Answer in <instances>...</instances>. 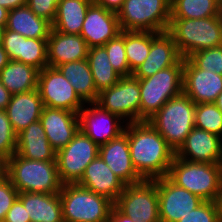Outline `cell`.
<instances>
[{
    "label": "cell",
    "mask_w": 222,
    "mask_h": 222,
    "mask_svg": "<svg viewBox=\"0 0 222 222\" xmlns=\"http://www.w3.org/2000/svg\"><path fill=\"white\" fill-rule=\"evenodd\" d=\"M171 0H125L117 12L121 30L168 31Z\"/></svg>",
    "instance_id": "ba28073f"
},
{
    "label": "cell",
    "mask_w": 222,
    "mask_h": 222,
    "mask_svg": "<svg viewBox=\"0 0 222 222\" xmlns=\"http://www.w3.org/2000/svg\"><path fill=\"white\" fill-rule=\"evenodd\" d=\"M9 10L3 6H0V26L5 28L7 23Z\"/></svg>",
    "instance_id": "c3c4849f"
},
{
    "label": "cell",
    "mask_w": 222,
    "mask_h": 222,
    "mask_svg": "<svg viewBox=\"0 0 222 222\" xmlns=\"http://www.w3.org/2000/svg\"><path fill=\"white\" fill-rule=\"evenodd\" d=\"M153 32L125 31V51L130 71L133 73L147 58Z\"/></svg>",
    "instance_id": "d6a6232c"
},
{
    "label": "cell",
    "mask_w": 222,
    "mask_h": 222,
    "mask_svg": "<svg viewBox=\"0 0 222 222\" xmlns=\"http://www.w3.org/2000/svg\"><path fill=\"white\" fill-rule=\"evenodd\" d=\"M18 199L31 222H64L59 193L20 192Z\"/></svg>",
    "instance_id": "484cf974"
},
{
    "label": "cell",
    "mask_w": 222,
    "mask_h": 222,
    "mask_svg": "<svg viewBox=\"0 0 222 222\" xmlns=\"http://www.w3.org/2000/svg\"><path fill=\"white\" fill-rule=\"evenodd\" d=\"M19 192L10 179L3 173L0 176V222H3L6 213L18 198Z\"/></svg>",
    "instance_id": "f35d334b"
},
{
    "label": "cell",
    "mask_w": 222,
    "mask_h": 222,
    "mask_svg": "<svg viewBox=\"0 0 222 222\" xmlns=\"http://www.w3.org/2000/svg\"><path fill=\"white\" fill-rule=\"evenodd\" d=\"M16 154L28 160L56 161L57 151L47 140L40 120L17 134Z\"/></svg>",
    "instance_id": "d4e9b609"
},
{
    "label": "cell",
    "mask_w": 222,
    "mask_h": 222,
    "mask_svg": "<svg viewBox=\"0 0 222 222\" xmlns=\"http://www.w3.org/2000/svg\"><path fill=\"white\" fill-rule=\"evenodd\" d=\"M168 32L182 58L222 45V15L200 19L170 18Z\"/></svg>",
    "instance_id": "3957f363"
},
{
    "label": "cell",
    "mask_w": 222,
    "mask_h": 222,
    "mask_svg": "<svg viewBox=\"0 0 222 222\" xmlns=\"http://www.w3.org/2000/svg\"><path fill=\"white\" fill-rule=\"evenodd\" d=\"M195 127L222 138V111L214 103L195 105Z\"/></svg>",
    "instance_id": "836d02e7"
},
{
    "label": "cell",
    "mask_w": 222,
    "mask_h": 222,
    "mask_svg": "<svg viewBox=\"0 0 222 222\" xmlns=\"http://www.w3.org/2000/svg\"><path fill=\"white\" fill-rule=\"evenodd\" d=\"M217 164L219 167L220 182L222 184V153H221V156H220Z\"/></svg>",
    "instance_id": "f907efd6"
},
{
    "label": "cell",
    "mask_w": 222,
    "mask_h": 222,
    "mask_svg": "<svg viewBox=\"0 0 222 222\" xmlns=\"http://www.w3.org/2000/svg\"><path fill=\"white\" fill-rule=\"evenodd\" d=\"M114 206L135 222H160L157 185L153 180L125 185Z\"/></svg>",
    "instance_id": "30bf717a"
},
{
    "label": "cell",
    "mask_w": 222,
    "mask_h": 222,
    "mask_svg": "<svg viewBox=\"0 0 222 222\" xmlns=\"http://www.w3.org/2000/svg\"><path fill=\"white\" fill-rule=\"evenodd\" d=\"M99 156L125 185L137 184L144 181L133 166L128 136L125 132L109 142L100 145Z\"/></svg>",
    "instance_id": "ac0fdd59"
},
{
    "label": "cell",
    "mask_w": 222,
    "mask_h": 222,
    "mask_svg": "<svg viewBox=\"0 0 222 222\" xmlns=\"http://www.w3.org/2000/svg\"><path fill=\"white\" fill-rule=\"evenodd\" d=\"M64 222H107L114 203L78 184H62L59 192Z\"/></svg>",
    "instance_id": "52a82bcc"
},
{
    "label": "cell",
    "mask_w": 222,
    "mask_h": 222,
    "mask_svg": "<svg viewBox=\"0 0 222 222\" xmlns=\"http://www.w3.org/2000/svg\"><path fill=\"white\" fill-rule=\"evenodd\" d=\"M4 174L19 193L53 194L62 187L56 161L28 160L14 153L4 162Z\"/></svg>",
    "instance_id": "7a4b0ae2"
},
{
    "label": "cell",
    "mask_w": 222,
    "mask_h": 222,
    "mask_svg": "<svg viewBox=\"0 0 222 222\" xmlns=\"http://www.w3.org/2000/svg\"><path fill=\"white\" fill-rule=\"evenodd\" d=\"M188 58L199 69L222 75V45L195 52Z\"/></svg>",
    "instance_id": "d590c367"
},
{
    "label": "cell",
    "mask_w": 222,
    "mask_h": 222,
    "mask_svg": "<svg viewBox=\"0 0 222 222\" xmlns=\"http://www.w3.org/2000/svg\"><path fill=\"white\" fill-rule=\"evenodd\" d=\"M38 89L14 94L5 111L16 134L29 124L39 121L43 109Z\"/></svg>",
    "instance_id": "cb8c5ba5"
},
{
    "label": "cell",
    "mask_w": 222,
    "mask_h": 222,
    "mask_svg": "<svg viewBox=\"0 0 222 222\" xmlns=\"http://www.w3.org/2000/svg\"><path fill=\"white\" fill-rule=\"evenodd\" d=\"M10 61L7 52L4 50L2 44L0 43V71L8 64Z\"/></svg>",
    "instance_id": "7dc6e473"
},
{
    "label": "cell",
    "mask_w": 222,
    "mask_h": 222,
    "mask_svg": "<svg viewBox=\"0 0 222 222\" xmlns=\"http://www.w3.org/2000/svg\"><path fill=\"white\" fill-rule=\"evenodd\" d=\"M222 15L219 0H171L170 18L200 19Z\"/></svg>",
    "instance_id": "1f68e13d"
},
{
    "label": "cell",
    "mask_w": 222,
    "mask_h": 222,
    "mask_svg": "<svg viewBox=\"0 0 222 222\" xmlns=\"http://www.w3.org/2000/svg\"><path fill=\"white\" fill-rule=\"evenodd\" d=\"M195 103L182 92L169 99L147 121L160 133L176 152L195 127Z\"/></svg>",
    "instance_id": "277c9868"
},
{
    "label": "cell",
    "mask_w": 222,
    "mask_h": 222,
    "mask_svg": "<svg viewBox=\"0 0 222 222\" xmlns=\"http://www.w3.org/2000/svg\"><path fill=\"white\" fill-rule=\"evenodd\" d=\"M157 185L160 222H177L204 202L177 186L167 176L153 180Z\"/></svg>",
    "instance_id": "5bb4252c"
},
{
    "label": "cell",
    "mask_w": 222,
    "mask_h": 222,
    "mask_svg": "<svg viewBox=\"0 0 222 222\" xmlns=\"http://www.w3.org/2000/svg\"><path fill=\"white\" fill-rule=\"evenodd\" d=\"M214 202L217 207L218 220L219 222H222V184Z\"/></svg>",
    "instance_id": "bcb514c9"
},
{
    "label": "cell",
    "mask_w": 222,
    "mask_h": 222,
    "mask_svg": "<svg viewBox=\"0 0 222 222\" xmlns=\"http://www.w3.org/2000/svg\"><path fill=\"white\" fill-rule=\"evenodd\" d=\"M214 104L222 111V92L217 96Z\"/></svg>",
    "instance_id": "681fc988"
},
{
    "label": "cell",
    "mask_w": 222,
    "mask_h": 222,
    "mask_svg": "<svg viewBox=\"0 0 222 222\" xmlns=\"http://www.w3.org/2000/svg\"><path fill=\"white\" fill-rule=\"evenodd\" d=\"M107 222H135L128 216L121 213L115 206L112 207Z\"/></svg>",
    "instance_id": "7bdbcfd3"
},
{
    "label": "cell",
    "mask_w": 222,
    "mask_h": 222,
    "mask_svg": "<svg viewBox=\"0 0 222 222\" xmlns=\"http://www.w3.org/2000/svg\"><path fill=\"white\" fill-rule=\"evenodd\" d=\"M124 1L125 0H93V3L97 6L117 13L122 7Z\"/></svg>",
    "instance_id": "b9f144b4"
},
{
    "label": "cell",
    "mask_w": 222,
    "mask_h": 222,
    "mask_svg": "<svg viewBox=\"0 0 222 222\" xmlns=\"http://www.w3.org/2000/svg\"><path fill=\"white\" fill-rule=\"evenodd\" d=\"M3 222H31L30 218H27V212L23 203L18 198L6 213Z\"/></svg>",
    "instance_id": "60d3db41"
},
{
    "label": "cell",
    "mask_w": 222,
    "mask_h": 222,
    "mask_svg": "<svg viewBox=\"0 0 222 222\" xmlns=\"http://www.w3.org/2000/svg\"><path fill=\"white\" fill-rule=\"evenodd\" d=\"M85 102H96L98 92L87 59L67 62L56 67Z\"/></svg>",
    "instance_id": "83f0119b"
},
{
    "label": "cell",
    "mask_w": 222,
    "mask_h": 222,
    "mask_svg": "<svg viewBox=\"0 0 222 222\" xmlns=\"http://www.w3.org/2000/svg\"><path fill=\"white\" fill-rule=\"evenodd\" d=\"M92 192L107 197L115 203L125 184L110 170L98 155L86 167L82 178L76 183Z\"/></svg>",
    "instance_id": "7402d4cb"
},
{
    "label": "cell",
    "mask_w": 222,
    "mask_h": 222,
    "mask_svg": "<svg viewBox=\"0 0 222 222\" xmlns=\"http://www.w3.org/2000/svg\"><path fill=\"white\" fill-rule=\"evenodd\" d=\"M93 0H59L52 28L65 34L80 35L87 9Z\"/></svg>",
    "instance_id": "f1b7e54d"
},
{
    "label": "cell",
    "mask_w": 222,
    "mask_h": 222,
    "mask_svg": "<svg viewBox=\"0 0 222 222\" xmlns=\"http://www.w3.org/2000/svg\"><path fill=\"white\" fill-rule=\"evenodd\" d=\"M96 103L126 123L140 122L139 80L133 75L121 77L114 86L98 94Z\"/></svg>",
    "instance_id": "8fae6325"
},
{
    "label": "cell",
    "mask_w": 222,
    "mask_h": 222,
    "mask_svg": "<svg viewBox=\"0 0 222 222\" xmlns=\"http://www.w3.org/2000/svg\"><path fill=\"white\" fill-rule=\"evenodd\" d=\"M37 89L43 106L79 113L85 105L71 83L55 67L46 66L39 72Z\"/></svg>",
    "instance_id": "7c38bea8"
},
{
    "label": "cell",
    "mask_w": 222,
    "mask_h": 222,
    "mask_svg": "<svg viewBox=\"0 0 222 222\" xmlns=\"http://www.w3.org/2000/svg\"><path fill=\"white\" fill-rule=\"evenodd\" d=\"M12 94L0 82V110H5L11 100Z\"/></svg>",
    "instance_id": "ee69618b"
},
{
    "label": "cell",
    "mask_w": 222,
    "mask_h": 222,
    "mask_svg": "<svg viewBox=\"0 0 222 222\" xmlns=\"http://www.w3.org/2000/svg\"><path fill=\"white\" fill-rule=\"evenodd\" d=\"M40 70L19 62L10 60L0 71V82L12 94H19L37 89Z\"/></svg>",
    "instance_id": "f546056e"
},
{
    "label": "cell",
    "mask_w": 222,
    "mask_h": 222,
    "mask_svg": "<svg viewBox=\"0 0 222 222\" xmlns=\"http://www.w3.org/2000/svg\"><path fill=\"white\" fill-rule=\"evenodd\" d=\"M177 222H219L214 201H204Z\"/></svg>",
    "instance_id": "74e56055"
},
{
    "label": "cell",
    "mask_w": 222,
    "mask_h": 222,
    "mask_svg": "<svg viewBox=\"0 0 222 222\" xmlns=\"http://www.w3.org/2000/svg\"><path fill=\"white\" fill-rule=\"evenodd\" d=\"M181 55L168 31L153 32V41L145 61L133 72L135 78H148L162 69L174 66Z\"/></svg>",
    "instance_id": "44dd1931"
},
{
    "label": "cell",
    "mask_w": 222,
    "mask_h": 222,
    "mask_svg": "<svg viewBox=\"0 0 222 222\" xmlns=\"http://www.w3.org/2000/svg\"><path fill=\"white\" fill-rule=\"evenodd\" d=\"M183 92L195 104L214 103L222 92V75L201 70L189 58H185Z\"/></svg>",
    "instance_id": "9a60e30c"
},
{
    "label": "cell",
    "mask_w": 222,
    "mask_h": 222,
    "mask_svg": "<svg viewBox=\"0 0 222 222\" xmlns=\"http://www.w3.org/2000/svg\"><path fill=\"white\" fill-rule=\"evenodd\" d=\"M167 177L204 201H215L221 187L217 163L190 162L175 156Z\"/></svg>",
    "instance_id": "8992f818"
},
{
    "label": "cell",
    "mask_w": 222,
    "mask_h": 222,
    "mask_svg": "<svg viewBox=\"0 0 222 222\" xmlns=\"http://www.w3.org/2000/svg\"><path fill=\"white\" fill-rule=\"evenodd\" d=\"M99 155V146L80 129L73 139L57 151L58 176L62 184H76L88 166Z\"/></svg>",
    "instance_id": "9c48e42d"
},
{
    "label": "cell",
    "mask_w": 222,
    "mask_h": 222,
    "mask_svg": "<svg viewBox=\"0 0 222 222\" xmlns=\"http://www.w3.org/2000/svg\"><path fill=\"white\" fill-rule=\"evenodd\" d=\"M5 28L26 38L48 39L52 25L37 16L27 5L9 10Z\"/></svg>",
    "instance_id": "4316f807"
},
{
    "label": "cell",
    "mask_w": 222,
    "mask_h": 222,
    "mask_svg": "<svg viewBox=\"0 0 222 222\" xmlns=\"http://www.w3.org/2000/svg\"><path fill=\"white\" fill-rule=\"evenodd\" d=\"M17 134L5 110H0V158L5 162L16 153Z\"/></svg>",
    "instance_id": "8d00e7d4"
},
{
    "label": "cell",
    "mask_w": 222,
    "mask_h": 222,
    "mask_svg": "<svg viewBox=\"0 0 222 222\" xmlns=\"http://www.w3.org/2000/svg\"><path fill=\"white\" fill-rule=\"evenodd\" d=\"M103 47L107 51L110 64L121 77L133 75L126 57L125 30H122L115 38L109 40Z\"/></svg>",
    "instance_id": "e575fe53"
},
{
    "label": "cell",
    "mask_w": 222,
    "mask_h": 222,
    "mask_svg": "<svg viewBox=\"0 0 222 222\" xmlns=\"http://www.w3.org/2000/svg\"><path fill=\"white\" fill-rule=\"evenodd\" d=\"M181 58L174 66L162 69L148 78H137L140 88V122L147 121L171 98L183 92Z\"/></svg>",
    "instance_id": "5b68a950"
},
{
    "label": "cell",
    "mask_w": 222,
    "mask_h": 222,
    "mask_svg": "<svg viewBox=\"0 0 222 222\" xmlns=\"http://www.w3.org/2000/svg\"><path fill=\"white\" fill-rule=\"evenodd\" d=\"M121 31L116 12L92 3L87 9L80 35L91 48L104 46Z\"/></svg>",
    "instance_id": "2e32d148"
},
{
    "label": "cell",
    "mask_w": 222,
    "mask_h": 222,
    "mask_svg": "<svg viewBox=\"0 0 222 222\" xmlns=\"http://www.w3.org/2000/svg\"><path fill=\"white\" fill-rule=\"evenodd\" d=\"M222 153V138L194 127L175 156L190 162L218 163Z\"/></svg>",
    "instance_id": "ffe728a7"
},
{
    "label": "cell",
    "mask_w": 222,
    "mask_h": 222,
    "mask_svg": "<svg viewBox=\"0 0 222 222\" xmlns=\"http://www.w3.org/2000/svg\"><path fill=\"white\" fill-rule=\"evenodd\" d=\"M0 171H4V161L0 158Z\"/></svg>",
    "instance_id": "f5cc1de1"
},
{
    "label": "cell",
    "mask_w": 222,
    "mask_h": 222,
    "mask_svg": "<svg viewBox=\"0 0 222 222\" xmlns=\"http://www.w3.org/2000/svg\"><path fill=\"white\" fill-rule=\"evenodd\" d=\"M39 120L56 151L65 147L79 131L78 113L72 111L44 106Z\"/></svg>",
    "instance_id": "d6986e66"
},
{
    "label": "cell",
    "mask_w": 222,
    "mask_h": 222,
    "mask_svg": "<svg viewBox=\"0 0 222 222\" xmlns=\"http://www.w3.org/2000/svg\"><path fill=\"white\" fill-rule=\"evenodd\" d=\"M1 44L10 60L23 62L40 71L48 66L47 39L26 38L4 28Z\"/></svg>",
    "instance_id": "e0dca14e"
},
{
    "label": "cell",
    "mask_w": 222,
    "mask_h": 222,
    "mask_svg": "<svg viewBox=\"0 0 222 222\" xmlns=\"http://www.w3.org/2000/svg\"><path fill=\"white\" fill-rule=\"evenodd\" d=\"M27 5V0H0V6L8 10Z\"/></svg>",
    "instance_id": "f6af8a7d"
},
{
    "label": "cell",
    "mask_w": 222,
    "mask_h": 222,
    "mask_svg": "<svg viewBox=\"0 0 222 222\" xmlns=\"http://www.w3.org/2000/svg\"><path fill=\"white\" fill-rule=\"evenodd\" d=\"M124 132L137 173L144 180L167 176L175 151L160 133L148 121L127 123Z\"/></svg>",
    "instance_id": "6da1fadb"
},
{
    "label": "cell",
    "mask_w": 222,
    "mask_h": 222,
    "mask_svg": "<svg viewBox=\"0 0 222 222\" xmlns=\"http://www.w3.org/2000/svg\"><path fill=\"white\" fill-rule=\"evenodd\" d=\"M87 60L98 93L114 86L121 76L113 69L103 46L89 48Z\"/></svg>",
    "instance_id": "4dcf8cb0"
},
{
    "label": "cell",
    "mask_w": 222,
    "mask_h": 222,
    "mask_svg": "<svg viewBox=\"0 0 222 222\" xmlns=\"http://www.w3.org/2000/svg\"><path fill=\"white\" fill-rule=\"evenodd\" d=\"M89 47L81 35L65 34L51 28L47 39V62L50 67L87 59Z\"/></svg>",
    "instance_id": "603a6c76"
},
{
    "label": "cell",
    "mask_w": 222,
    "mask_h": 222,
    "mask_svg": "<svg viewBox=\"0 0 222 222\" xmlns=\"http://www.w3.org/2000/svg\"><path fill=\"white\" fill-rule=\"evenodd\" d=\"M3 31H4V27L0 26V43L2 41Z\"/></svg>",
    "instance_id": "816d5d0a"
},
{
    "label": "cell",
    "mask_w": 222,
    "mask_h": 222,
    "mask_svg": "<svg viewBox=\"0 0 222 222\" xmlns=\"http://www.w3.org/2000/svg\"><path fill=\"white\" fill-rule=\"evenodd\" d=\"M78 116L79 129L98 146L118 137L124 132L127 124L119 116L103 109L96 102L85 103Z\"/></svg>",
    "instance_id": "4fadbf2b"
},
{
    "label": "cell",
    "mask_w": 222,
    "mask_h": 222,
    "mask_svg": "<svg viewBox=\"0 0 222 222\" xmlns=\"http://www.w3.org/2000/svg\"><path fill=\"white\" fill-rule=\"evenodd\" d=\"M59 0H27V6L39 17L51 24L56 16Z\"/></svg>",
    "instance_id": "ab89813d"
}]
</instances>
